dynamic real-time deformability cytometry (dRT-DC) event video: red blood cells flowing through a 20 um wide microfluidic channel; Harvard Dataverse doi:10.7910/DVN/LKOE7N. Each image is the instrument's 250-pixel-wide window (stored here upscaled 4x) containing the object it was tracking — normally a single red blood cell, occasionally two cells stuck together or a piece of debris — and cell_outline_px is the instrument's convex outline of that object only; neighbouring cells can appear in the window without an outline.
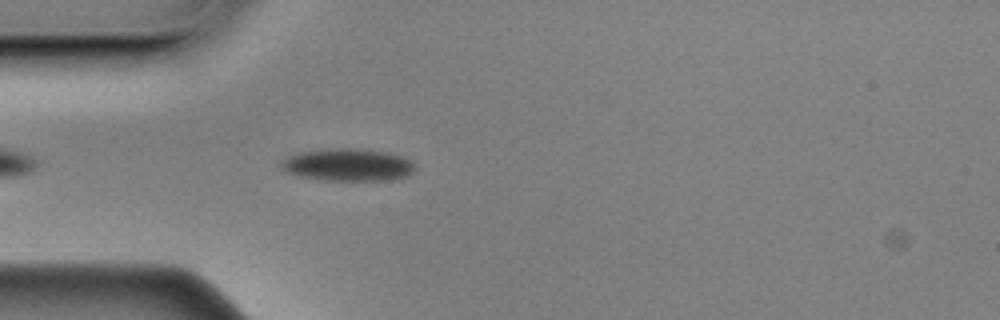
{"species": "Egyptian fruit bat (a non-hibernating species)", "species_latin": "Rousettus aegyptiacus", "temperature_condition": "cold", "stored_images_in_passage": 14, "camera_frame_rate_fps": 3000, "um_per_image_px": 0.085, "animal": {"sex": "male"}, "frame": {"image": 1, "passage_image": 5, "time_ms": 1.333, "image_size_px": [1000, 320], "cell_outline_px": [[412, 172], [408, 176], [384, 180], [332, 180], [300, 176], [288, 172], [280, 164], [288, 156], [300, 152], [340, 148], [352, 148], [388, 152], [400, 156], [408, 160], [412, 164]], "centroid_in_image_um": [29.57, 14.0], "position_along_channel_um": 55.4, "area_um2": 24.51}}
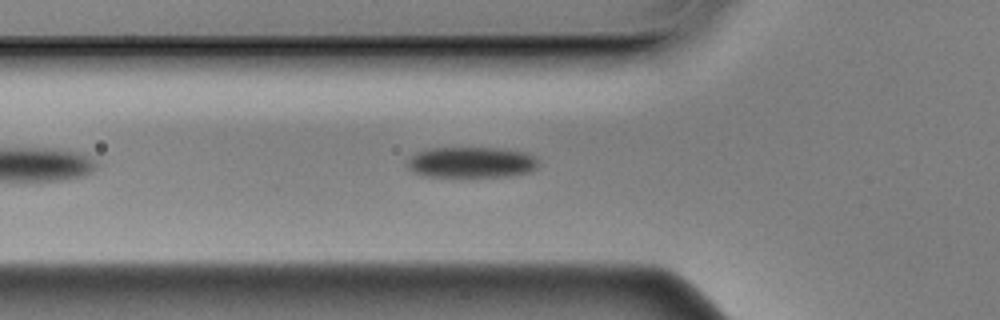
{"frame": {"image": 2, "passage_image": 8, "time_ms": 2.333, "image_size_px": [1000, 320], "cell_outline_px": [[536, 168], [528, 172], [508, 176], [432, 176], [416, 172], [408, 168], [408, 160], [416, 152], [428, 148], [500, 148], [524, 152], [532, 156], [536, 160]], "centroid_in_image_um": [40.05, 13.78], "position_along_channel_um": 85.7, "area_um2": 23.06}}